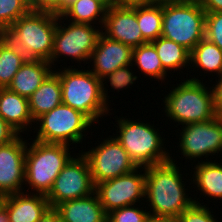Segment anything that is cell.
Returning a JSON list of instances; mask_svg holds the SVG:
<instances>
[{
	"label": "cell",
	"instance_id": "6da1fadb",
	"mask_svg": "<svg viewBox=\"0 0 222 222\" xmlns=\"http://www.w3.org/2000/svg\"><path fill=\"white\" fill-rule=\"evenodd\" d=\"M170 159L162 164L145 167V199L149 201L150 218L178 217L194 203L193 197L186 194L188 188H185L186 179H183L180 166L175 163L172 154Z\"/></svg>",
	"mask_w": 222,
	"mask_h": 222
},
{
	"label": "cell",
	"instance_id": "7a4b0ae2",
	"mask_svg": "<svg viewBox=\"0 0 222 222\" xmlns=\"http://www.w3.org/2000/svg\"><path fill=\"white\" fill-rule=\"evenodd\" d=\"M201 80L195 76L186 78L164 97L166 117L178 122L177 126L206 122L218 116L213 88L206 87Z\"/></svg>",
	"mask_w": 222,
	"mask_h": 222
},
{
	"label": "cell",
	"instance_id": "3957f363",
	"mask_svg": "<svg viewBox=\"0 0 222 222\" xmlns=\"http://www.w3.org/2000/svg\"><path fill=\"white\" fill-rule=\"evenodd\" d=\"M72 67L54 69L61 82L62 103L82 112L94 124L99 123V117L108 116L113 110L103 98L102 81L90 69Z\"/></svg>",
	"mask_w": 222,
	"mask_h": 222
},
{
	"label": "cell",
	"instance_id": "277c9868",
	"mask_svg": "<svg viewBox=\"0 0 222 222\" xmlns=\"http://www.w3.org/2000/svg\"><path fill=\"white\" fill-rule=\"evenodd\" d=\"M57 15L30 11L15 21L2 35L27 59L51 62Z\"/></svg>",
	"mask_w": 222,
	"mask_h": 222
},
{
	"label": "cell",
	"instance_id": "5b68a950",
	"mask_svg": "<svg viewBox=\"0 0 222 222\" xmlns=\"http://www.w3.org/2000/svg\"><path fill=\"white\" fill-rule=\"evenodd\" d=\"M120 118V119H119ZM117 117V136L122 147L137 167H148L170 161V153L164 147L165 138L161 137L159 129L154 125ZM119 133V134H118ZM167 151V152H166Z\"/></svg>",
	"mask_w": 222,
	"mask_h": 222
},
{
	"label": "cell",
	"instance_id": "8992f818",
	"mask_svg": "<svg viewBox=\"0 0 222 222\" xmlns=\"http://www.w3.org/2000/svg\"><path fill=\"white\" fill-rule=\"evenodd\" d=\"M25 157V183L32 193L47 195L54 180L73 157L69 145L43 143L33 140L27 143Z\"/></svg>",
	"mask_w": 222,
	"mask_h": 222
},
{
	"label": "cell",
	"instance_id": "52a82bcc",
	"mask_svg": "<svg viewBox=\"0 0 222 222\" xmlns=\"http://www.w3.org/2000/svg\"><path fill=\"white\" fill-rule=\"evenodd\" d=\"M206 12L199 1L163 5L161 36L191 51L204 37Z\"/></svg>",
	"mask_w": 222,
	"mask_h": 222
},
{
	"label": "cell",
	"instance_id": "ba28073f",
	"mask_svg": "<svg viewBox=\"0 0 222 222\" xmlns=\"http://www.w3.org/2000/svg\"><path fill=\"white\" fill-rule=\"evenodd\" d=\"M35 123L38 124L36 126L38 131L34 140L69 146L80 142L82 144L86 137L84 132L94 124L82 112L63 103L43 114Z\"/></svg>",
	"mask_w": 222,
	"mask_h": 222
},
{
	"label": "cell",
	"instance_id": "9c48e42d",
	"mask_svg": "<svg viewBox=\"0 0 222 222\" xmlns=\"http://www.w3.org/2000/svg\"><path fill=\"white\" fill-rule=\"evenodd\" d=\"M64 22V18L61 15H57V28L54 34L51 66L57 65L55 62H58V58L63 55L66 58L74 59L77 63L79 62L78 64L81 61L88 64L87 61H89L93 50L96 48L102 29L91 24Z\"/></svg>",
	"mask_w": 222,
	"mask_h": 222
},
{
	"label": "cell",
	"instance_id": "30bf717a",
	"mask_svg": "<svg viewBox=\"0 0 222 222\" xmlns=\"http://www.w3.org/2000/svg\"><path fill=\"white\" fill-rule=\"evenodd\" d=\"M77 154L79 156H73L63 167L46 195L53 208L65 201L84 198L95 192L88 161L82 153Z\"/></svg>",
	"mask_w": 222,
	"mask_h": 222
},
{
	"label": "cell",
	"instance_id": "8fae6325",
	"mask_svg": "<svg viewBox=\"0 0 222 222\" xmlns=\"http://www.w3.org/2000/svg\"><path fill=\"white\" fill-rule=\"evenodd\" d=\"M113 137V138H112ZM103 142L89 151L81 153L87 159L92 181L98 183L114 179L137 168L126 150L114 136L102 139Z\"/></svg>",
	"mask_w": 222,
	"mask_h": 222
},
{
	"label": "cell",
	"instance_id": "7c38bea8",
	"mask_svg": "<svg viewBox=\"0 0 222 222\" xmlns=\"http://www.w3.org/2000/svg\"><path fill=\"white\" fill-rule=\"evenodd\" d=\"M145 187V167H137L129 173L98 183L95 192L105 212L109 213L114 209L140 203L145 199Z\"/></svg>",
	"mask_w": 222,
	"mask_h": 222
},
{
	"label": "cell",
	"instance_id": "4fadbf2b",
	"mask_svg": "<svg viewBox=\"0 0 222 222\" xmlns=\"http://www.w3.org/2000/svg\"><path fill=\"white\" fill-rule=\"evenodd\" d=\"M181 129L178 151L186 160L196 161L203 156L208 158L222 153V116L206 122L189 123Z\"/></svg>",
	"mask_w": 222,
	"mask_h": 222
},
{
	"label": "cell",
	"instance_id": "5bb4252c",
	"mask_svg": "<svg viewBox=\"0 0 222 222\" xmlns=\"http://www.w3.org/2000/svg\"><path fill=\"white\" fill-rule=\"evenodd\" d=\"M23 140V136L19 134L9 143L0 145L1 197L21 193L24 190L27 140Z\"/></svg>",
	"mask_w": 222,
	"mask_h": 222
},
{
	"label": "cell",
	"instance_id": "9a60e30c",
	"mask_svg": "<svg viewBox=\"0 0 222 222\" xmlns=\"http://www.w3.org/2000/svg\"><path fill=\"white\" fill-rule=\"evenodd\" d=\"M102 30L105 36L132 48L147 43L138 25L135 6H121L117 4L111 6L106 11Z\"/></svg>",
	"mask_w": 222,
	"mask_h": 222
},
{
	"label": "cell",
	"instance_id": "2e32d148",
	"mask_svg": "<svg viewBox=\"0 0 222 222\" xmlns=\"http://www.w3.org/2000/svg\"><path fill=\"white\" fill-rule=\"evenodd\" d=\"M132 52L131 46L110 39L101 33L89 59L90 62L93 61L90 71L102 80L120 67L131 65Z\"/></svg>",
	"mask_w": 222,
	"mask_h": 222
},
{
	"label": "cell",
	"instance_id": "e0dca14e",
	"mask_svg": "<svg viewBox=\"0 0 222 222\" xmlns=\"http://www.w3.org/2000/svg\"><path fill=\"white\" fill-rule=\"evenodd\" d=\"M29 192L24 190L2 197V203L9 213V222H39L51 207L46 195Z\"/></svg>",
	"mask_w": 222,
	"mask_h": 222
},
{
	"label": "cell",
	"instance_id": "ac0fdd59",
	"mask_svg": "<svg viewBox=\"0 0 222 222\" xmlns=\"http://www.w3.org/2000/svg\"><path fill=\"white\" fill-rule=\"evenodd\" d=\"M55 209L59 212L62 222L107 221V213L96 192L84 198L65 201L58 204Z\"/></svg>",
	"mask_w": 222,
	"mask_h": 222
},
{
	"label": "cell",
	"instance_id": "d6986e66",
	"mask_svg": "<svg viewBox=\"0 0 222 222\" xmlns=\"http://www.w3.org/2000/svg\"><path fill=\"white\" fill-rule=\"evenodd\" d=\"M52 67L45 60L27 59L16 72L8 89L28 99L53 71Z\"/></svg>",
	"mask_w": 222,
	"mask_h": 222
},
{
	"label": "cell",
	"instance_id": "ffe728a7",
	"mask_svg": "<svg viewBox=\"0 0 222 222\" xmlns=\"http://www.w3.org/2000/svg\"><path fill=\"white\" fill-rule=\"evenodd\" d=\"M0 116L19 134L31 129L32 122L35 124L30 115L28 99L8 88H0Z\"/></svg>",
	"mask_w": 222,
	"mask_h": 222
},
{
	"label": "cell",
	"instance_id": "44dd1931",
	"mask_svg": "<svg viewBox=\"0 0 222 222\" xmlns=\"http://www.w3.org/2000/svg\"><path fill=\"white\" fill-rule=\"evenodd\" d=\"M30 115L34 122L62 103V89L58 74L53 70L40 87L28 98Z\"/></svg>",
	"mask_w": 222,
	"mask_h": 222
},
{
	"label": "cell",
	"instance_id": "7402d4cb",
	"mask_svg": "<svg viewBox=\"0 0 222 222\" xmlns=\"http://www.w3.org/2000/svg\"><path fill=\"white\" fill-rule=\"evenodd\" d=\"M209 159L207 161H198L193 172V177L191 178V183L195 184V188L199 190L203 196L207 198L211 197L215 199L222 200V163L215 162ZM195 178V179H194ZM193 179V180H192Z\"/></svg>",
	"mask_w": 222,
	"mask_h": 222
},
{
	"label": "cell",
	"instance_id": "603a6c76",
	"mask_svg": "<svg viewBox=\"0 0 222 222\" xmlns=\"http://www.w3.org/2000/svg\"><path fill=\"white\" fill-rule=\"evenodd\" d=\"M190 67L200 68L203 73L210 72L219 77L222 74V50L209 41L203 38L191 51H190Z\"/></svg>",
	"mask_w": 222,
	"mask_h": 222
},
{
	"label": "cell",
	"instance_id": "cb8c5ba5",
	"mask_svg": "<svg viewBox=\"0 0 222 222\" xmlns=\"http://www.w3.org/2000/svg\"><path fill=\"white\" fill-rule=\"evenodd\" d=\"M161 60L163 68L171 74L172 70H183L190 66V51L184 46L162 36L151 42ZM186 66V67H185ZM171 71V72H170Z\"/></svg>",
	"mask_w": 222,
	"mask_h": 222
},
{
	"label": "cell",
	"instance_id": "d4e9b609",
	"mask_svg": "<svg viewBox=\"0 0 222 222\" xmlns=\"http://www.w3.org/2000/svg\"><path fill=\"white\" fill-rule=\"evenodd\" d=\"M106 9L94 0H76L68 6L60 15L66 20L73 23L96 24L99 22L102 29ZM98 21V22H96Z\"/></svg>",
	"mask_w": 222,
	"mask_h": 222
},
{
	"label": "cell",
	"instance_id": "484cf974",
	"mask_svg": "<svg viewBox=\"0 0 222 222\" xmlns=\"http://www.w3.org/2000/svg\"><path fill=\"white\" fill-rule=\"evenodd\" d=\"M26 60L22 51L0 34V88H8Z\"/></svg>",
	"mask_w": 222,
	"mask_h": 222
},
{
	"label": "cell",
	"instance_id": "4316f807",
	"mask_svg": "<svg viewBox=\"0 0 222 222\" xmlns=\"http://www.w3.org/2000/svg\"><path fill=\"white\" fill-rule=\"evenodd\" d=\"M132 65L137 66V69L144 75L158 79V82L160 80L162 83L167 77V71L163 68L157 51L151 42L133 48Z\"/></svg>",
	"mask_w": 222,
	"mask_h": 222
},
{
	"label": "cell",
	"instance_id": "83f0119b",
	"mask_svg": "<svg viewBox=\"0 0 222 222\" xmlns=\"http://www.w3.org/2000/svg\"><path fill=\"white\" fill-rule=\"evenodd\" d=\"M135 13L146 42H153L161 36L163 5H135Z\"/></svg>",
	"mask_w": 222,
	"mask_h": 222
},
{
	"label": "cell",
	"instance_id": "f1b7e54d",
	"mask_svg": "<svg viewBox=\"0 0 222 222\" xmlns=\"http://www.w3.org/2000/svg\"><path fill=\"white\" fill-rule=\"evenodd\" d=\"M30 11L29 0H0V34Z\"/></svg>",
	"mask_w": 222,
	"mask_h": 222
},
{
	"label": "cell",
	"instance_id": "f546056e",
	"mask_svg": "<svg viewBox=\"0 0 222 222\" xmlns=\"http://www.w3.org/2000/svg\"><path fill=\"white\" fill-rule=\"evenodd\" d=\"M132 67H133L132 64L124 66V67H120L119 69L115 70L111 74H108L107 76L102 78L101 80L102 81V94L107 104L109 102V96H108V90L104 86V84L107 83L106 79L109 80L108 82H110V86L114 89V91L118 90V93H119V90L126 89V87L129 88L130 85L132 86V84L135 83L134 81H136L139 78L136 76V74L135 75L133 74L135 72H132Z\"/></svg>",
	"mask_w": 222,
	"mask_h": 222
},
{
	"label": "cell",
	"instance_id": "4dcf8cb0",
	"mask_svg": "<svg viewBox=\"0 0 222 222\" xmlns=\"http://www.w3.org/2000/svg\"><path fill=\"white\" fill-rule=\"evenodd\" d=\"M136 205L124 206L107 213L108 222H147L150 219L149 212Z\"/></svg>",
	"mask_w": 222,
	"mask_h": 222
},
{
	"label": "cell",
	"instance_id": "1f68e13d",
	"mask_svg": "<svg viewBox=\"0 0 222 222\" xmlns=\"http://www.w3.org/2000/svg\"><path fill=\"white\" fill-rule=\"evenodd\" d=\"M197 197H194V203L187 209H185L178 217L182 222H218L214 218V215L211 210H209V207H206L205 205H201L203 203H200L197 199Z\"/></svg>",
	"mask_w": 222,
	"mask_h": 222
},
{
	"label": "cell",
	"instance_id": "d6a6232c",
	"mask_svg": "<svg viewBox=\"0 0 222 222\" xmlns=\"http://www.w3.org/2000/svg\"><path fill=\"white\" fill-rule=\"evenodd\" d=\"M205 38L222 50V12L206 13Z\"/></svg>",
	"mask_w": 222,
	"mask_h": 222
},
{
	"label": "cell",
	"instance_id": "836d02e7",
	"mask_svg": "<svg viewBox=\"0 0 222 222\" xmlns=\"http://www.w3.org/2000/svg\"><path fill=\"white\" fill-rule=\"evenodd\" d=\"M31 11L62 13V0H29Z\"/></svg>",
	"mask_w": 222,
	"mask_h": 222
},
{
	"label": "cell",
	"instance_id": "e575fe53",
	"mask_svg": "<svg viewBox=\"0 0 222 222\" xmlns=\"http://www.w3.org/2000/svg\"><path fill=\"white\" fill-rule=\"evenodd\" d=\"M19 133L0 116V145L14 140Z\"/></svg>",
	"mask_w": 222,
	"mask_h": 222
},
{
	"label": "cell",
	"instance_id": "d590c367",
	"mask_svg": "<svg viewBox=\"0 0 222 222\" xmlns=\"http://www.w3.org/2000/svg\"><path fill=\"white\" fill-rule=\"evenodd\" d=\"M218 78V81L216 78V84H213L212 88L214 91L215 108L217 114L222 116V74Z\"/></svg>",
	"mask_w": 222,
	"mask_h": 222
},
{
	"label": "cell",
	"instance_id": "8d00e7d4",
	"mask_svg": "<svg viewBox=\"0 0 222 222\" xmlns=\"http://www.w3.org/2000/svg\"><path fill=\"white\" fill-rule=\"evenodd\" d=\"M206 13L222 12V0H198Z\"/></svg>",
	"mask_w": 222,
	"mask_h": 222
},
{
	"label": "cell",
	"instance_id": "74e56055",
	"mask_svg": "<svg viewBox=\"0 0 222 222\" xmlns=\"http://www.w3.org/2000/svg\"><path fill=\"white\" fill-rule=\"evenodd\" d=\"M39 222H62V221L59 212L55 208L50 207L41 217Z\"/></svg>",
	"mask_w": 222,
	"mask_h": 222
},
{
	"label": "cell",
	"instance_id": "f35d334b",
	"mask_svg": "<svg viewBox=\"0 0 222 222\" xmlns=\"http://www.w3.org/2000/svg\"><path fill=\"white\" fill-rule=\"evenodd\" d=\"M115 3L121 6L151 5L155 0H115Z\"/></svg>",
	"mask_w": 222,
	"mask_h": 222
},
{
	"label": "cell",
	"instance_id": "ab89813d",
	"mask_svg": "<svg viewBox=\"0 0 222 222\" xmlns=\"http://www.w3.org/2000/svg\"><path fill=\"white\" fill-rule=\"evenodd\" d=\"M193 1H198V0H155V4L157 5L184 4Z\"/></svg>",
	"mask_w": 222,
	"mask_h": 222
},
{
	"label": "cell",
	"instance_id": "60d3db41",
	"mask_svg": "<svg viewBox=\"0 0 222 222\" xmlns=\"http://www.w3.org/2000/svg\"><path fill=\"white\" fill-rule=\"evenodd\" d=\"M0 222H9V213L7 207L0 203Z\"/></svg>",
	"mask_w": 222,
	"mask_h": 222
},
{
	"label": "cell",
	"instance_id": "b9f144b4",
	"mask_svg": "<svg viewBox=\"0 0 222 222\" xmlns=\"http://www.w3.org/2000/svg\"><path fill=\"white\" fill-rule=\"evenodd\" d=\"M99 2L106 10H108L111 6H114L115 0H94Z\"/></svg>",
	"mask_w": 222,
	"mask_h": 222
},
{
	"label": "cell",
	"instance_id": "7bdbcfd3",
	"mask_svg": "<svg viewBox=\"0 0 222 222\" xmlns=\"http://www.w3.org/2000/svg\"><path fill=\"white\" fill-rule=\"evenodd\" d=\"M76 0H62V12Z\"/></svg>",
	"mask_w": 222,
	"mask_h": 222
},
{
	"label": "cell",
	"instance_id": "ee69618b",
	"mask_svg": "<svg viewBox=\"0 0 222 222\" xmlns=\"http://www.w3.org/2000/svg\"><path fill=\"white\" fill-rule=\"evenodd\" d=\"M165 222H182L179 217L165 218Z\"/></svg>",
	"mask_w": 222,
	"mask_h": 222
},
{
	"label": "cell",
	"instance_id": "f6af8a7d",
	"mask_svg": "<svg viewBox=\"0 0 222 222\" xmlns=\"http://www.w3.org/2000/svg\"><path fill=\"white\" fill-rule=\"evenodd\" d=\"M147 222H165V218H150Z\"/></svg>",
	"mask_w": 222,
	"mask_h": 222
}]
</instances>
